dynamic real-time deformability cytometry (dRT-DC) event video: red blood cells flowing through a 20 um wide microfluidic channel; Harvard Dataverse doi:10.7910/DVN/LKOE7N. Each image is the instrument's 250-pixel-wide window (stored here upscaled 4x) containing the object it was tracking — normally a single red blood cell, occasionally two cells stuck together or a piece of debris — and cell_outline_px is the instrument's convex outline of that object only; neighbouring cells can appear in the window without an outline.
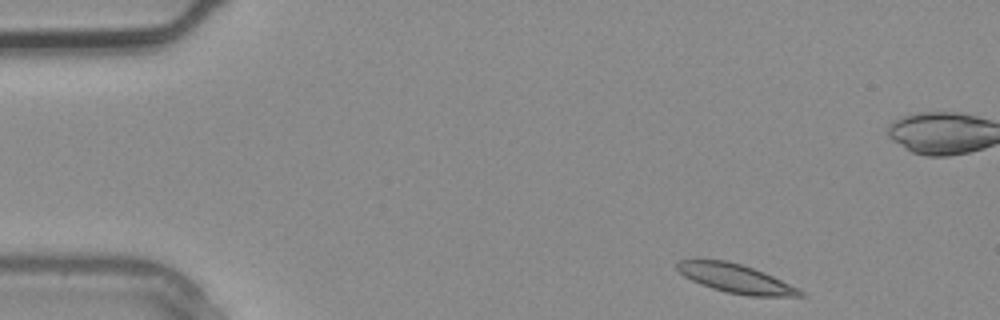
{"species": "common noctule bat (a hibernating species)", "species_latin": "Nyctalus noctula", "temperature_condition": "warm", "stored_images_in_passage": 3, "camera_frame_rate_fps": 3000, "um_per_image_px": 0.085, "animal": {"sex": "male", "body_mass_g": 20.4}, "frame": {"image": 1, "passage_image": 1, "time_ms": 0.0, "image_size_px": [1000, 320], "cell_outline_px": [[808, 296], [748, 296], [728, 292], [712, 288], [700, 284], [684, 276], [676, 268], [676, 264], [680, 260], [696, 256], [728, 260], [764, 272], [804, 292]], "centroid_in_image_um": [62.42, 23.62], "position_along_channel_um": 22.6, "area_um2": 20.98}}
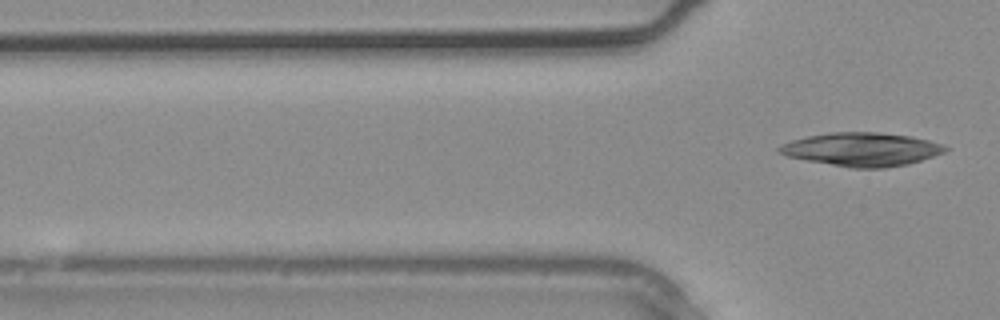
{"frame": {"image": 2, "passage_image": 3, "time_ms": 0.667, "image_size_px": [1000, 320], "cell_outline_px": [[948, 148], [944, 152], [908, 164], [884, 168], [852, 168], [784, 156], [776, 152], [776, 148], [780, 144], [792, 140], [808, 136], [832, 132], [880, 132], [908, 136], [928, 140], [940, 144]], "centroid_in_image_um": [73.17, 12.69], "position_along_channel_um": 52.6, "area_um2": 32.25}}